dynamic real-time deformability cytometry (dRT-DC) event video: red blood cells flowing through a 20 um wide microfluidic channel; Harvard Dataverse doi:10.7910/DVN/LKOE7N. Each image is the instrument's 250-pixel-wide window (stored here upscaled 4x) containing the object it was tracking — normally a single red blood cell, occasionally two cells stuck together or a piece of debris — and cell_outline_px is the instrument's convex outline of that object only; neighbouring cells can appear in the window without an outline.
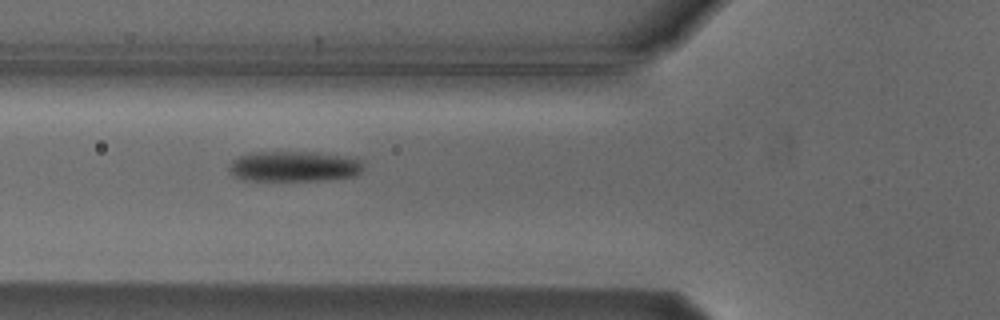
{"species": "Egyptian fruit bat (a non-hibernating species)", "species_latin": "Rousettus aegyptiacus", "temperature_condition": "cold", "stored_images_in_passage": 9, "camera_frame_rate_fps": 3000, "um_per_image_px": 0.085, "animal": {"sex": "male"}, "frame": {"image": 1, "passage_image": 8, "time_ms": 8.333, "image_size_px": [1000, 320], "cell_outline_px": [[364, 168], [356, 176], [320, 180], [244, 180], [232, 176], [228, 168], [232, 160], [240, 156], [252, 152], [320, 152], [356, 156], [364, 164]], "centroid_in_image_um": [25.05, 14.12], "position_along_channel_um": 100.7, "area_um2": 24.28}}